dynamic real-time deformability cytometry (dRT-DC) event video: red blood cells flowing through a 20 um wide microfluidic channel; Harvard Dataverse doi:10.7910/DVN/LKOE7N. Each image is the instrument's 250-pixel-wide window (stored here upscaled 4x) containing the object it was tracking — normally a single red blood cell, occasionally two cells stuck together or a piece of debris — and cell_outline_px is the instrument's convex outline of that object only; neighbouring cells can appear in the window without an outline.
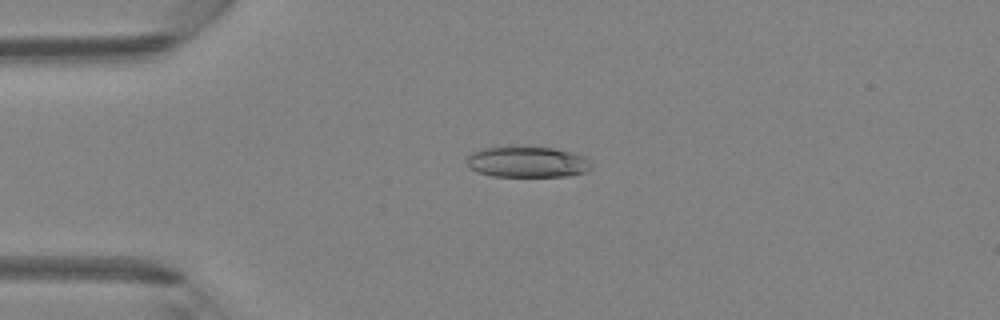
{"species": "Egyptian fruit bat (a non-hibernating species)", "species_latin": "Rousettus aegyptiacus", "temperature_condition": "room temperature", "stored_images_in_passage": 4, "camera_frame_rate_fps": 3000, "um_per_image_px": 0.085, "animal": {"sex": "female"}, "frame": {"image": 1, "passage_image": 2, "time_ms": 0.333, "image_size_px": [1000, 320], "cell_outline_px": [[592, 168], [584, 172], [568, 176], [492, 176], [476, 172], [468, 168], [468, 156], [472, 152], [484, 148], [556, 148], [572, 152], [584, 156], [592, 164]], "centroid_in_image_um": [44.84, 13.79], "position_along_channel_um": 40.2, "area_um2": 22.14}}
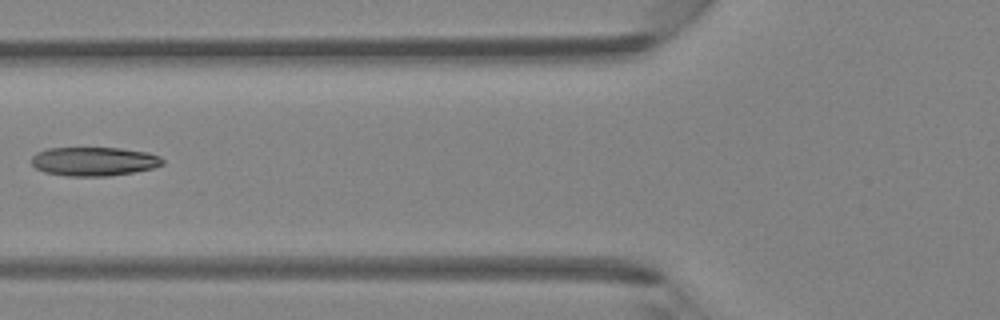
{"frame": {"image": 2, "passage_image": 4, "time_ms": 1.0, "image_size_px": [1000, 320], "cell_outline_px": [[164, 164], [152, 168], [132, 172], [108, 176], [68, 176], [44, 172], [36, 168], [32, 164], [32, 156], [36, 152], [48, 148], [120, 148], [148, 152], [160, 156], [164, 160]], "centroid_in_image_um": [7.99, 13.71], "position_along_channel_um": 117.8, "area_um2": 22.08}}